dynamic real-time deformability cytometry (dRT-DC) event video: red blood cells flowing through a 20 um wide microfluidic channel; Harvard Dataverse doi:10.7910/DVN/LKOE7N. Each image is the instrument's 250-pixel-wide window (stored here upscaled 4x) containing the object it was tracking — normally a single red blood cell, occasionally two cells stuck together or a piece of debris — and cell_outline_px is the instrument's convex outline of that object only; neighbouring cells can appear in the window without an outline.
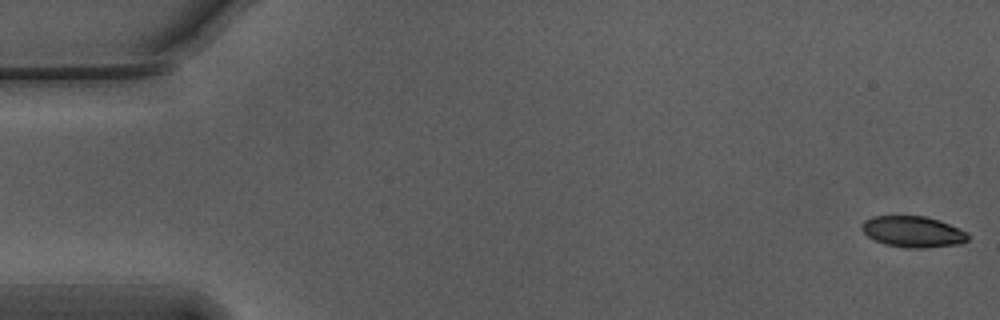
{"species": "Egyptian fruit bat (a non-hibernating species)", "species_latin": "Rousettus aegyptiacus", "temperature_condition": "warm", "stored_images_in_passage": 55, "camera_frame_rate_fps": 3000, "um_per_image_px": 0.085, "animal": {"sex": "male"}, "frame": {"image": 1, "passage_image": 1, "time_ms": 0.0, "image_size_px": [1000, 320], "cell_outline_px": [[968, 240], [960, 244], [924, 248], [908, 248], [884, 244], [868, 236], [860, 228], [860, 224], [864, 220], [872, 216], [924, 216], [940, 220], [960, 228], [968, 232]], "centroid_in_image_um": [77.61, 19.69], "position_along_channel_um": 7.4, "area_um2": 19.42}}
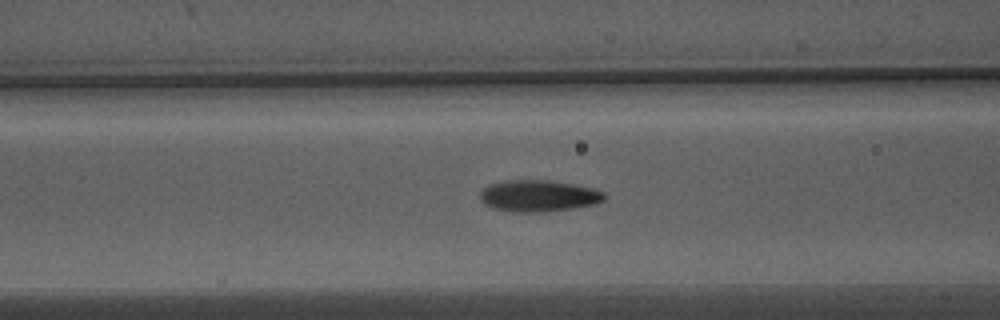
{"frame": {"image": 2, "passage_image": 22, "time_ms": 7.0, "image_size_px": [1000, 320], "cell_outline_px": [[604, 200], [596, 204], [572, 208], [544, 212], [508, 212], [492, 208], [484, 204], [480, 200], [480, 192], [484, 188], [492, 184], [508, 180], [548, 180], [572, 184], [592, 188], [604, 192]], "centroid_in_image_um": [45.75, 16.66], "position_along_channel_um": 120.9, "area_um2": 22.83}}
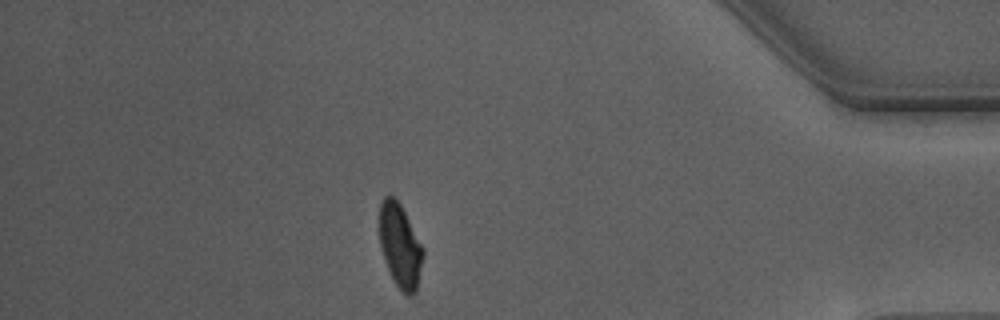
{"frame": {"image": 3, "passage_image": 48, "time_ms": 15.667, "image_size_px": [1000, 320], "cell_outline_px": [[424, 256], [416, 292], [412, 296], [408, 296], [396, 284], [388, 268], [380, 244], [380, 204], [384, 196], [392, 196], [400, 204], [424, 248]], "centroid_in_image_um": [34.04, 20.9], "position_along_channel_um": 401.2, "area_um2": 20.92}, "authors_computed_cell_mechanics": {"area_um2": 21.3282, "velocity_mm_per_s": 3.7506, "shape_relaxation_time_tau1_ms": 3.0375, "shape_relaxation_time_tau2_ms": 1.1323, "deformation_change_tau1": 0.1419, "deformation_change_tau2": 0.0635}}